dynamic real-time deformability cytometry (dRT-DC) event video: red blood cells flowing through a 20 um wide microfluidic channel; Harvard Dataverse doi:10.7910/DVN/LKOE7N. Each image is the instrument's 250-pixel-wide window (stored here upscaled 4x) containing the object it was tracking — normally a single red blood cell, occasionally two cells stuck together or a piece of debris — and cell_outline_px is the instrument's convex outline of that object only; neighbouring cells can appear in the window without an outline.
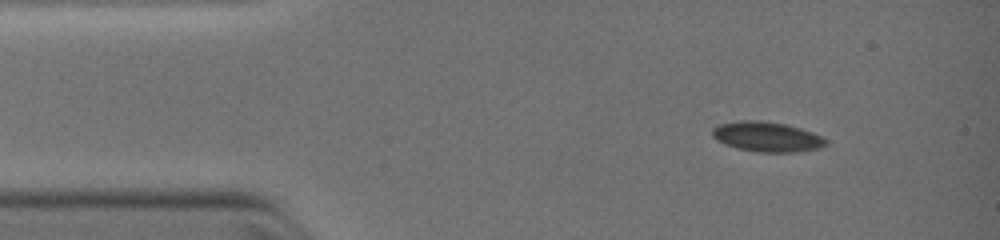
{"species": "common noctule bat (a hibernating species)", "species_latin": "Nyctalus noctula", "temperature_condition": "warm", "stored_images_in_passage": 9, "camera_frame_rate_fps": 3000, "um_per_image_px": 0.085, "animal": {"sex": "female", "body_mass_g": 19.0, "forearm_length_mm": 51.5}, "frame": {"image": 1, "passage_image": 1, "time_ms": 0.0, "image_size_px": [1000, 240], "cell_outline_px": [[828, 140], [824, 144], [816, 148], [792, 152], [756, 152], [736, 148], [712, 136], [712, 128], [720, 124], [740, 120], [756, 120], [784, 124], [800, 128], [812, 132]], "centroid_in_image_um": [65.16, 11.62], "position_along_channel_um": 19.8, "area_um2": 19.36}}
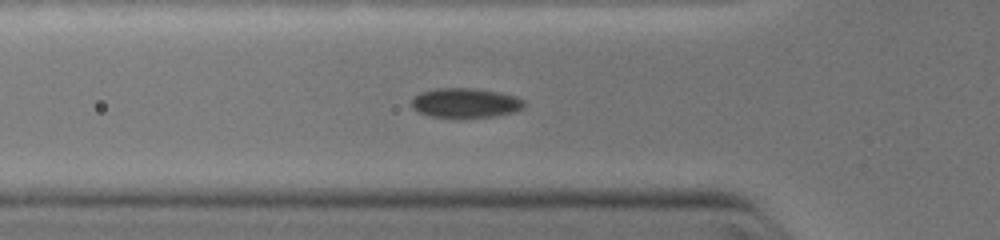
{"frame": {"image": 2, "passage_image": 7, "time_ms": 2.667, "image_size_px": [1000, 240], "cell_outline_px": [[524, 104], [520, 108], [512, 112], [496, 116], [428, 116], [412, 108], [412, 100], [420, 92], [436, 88], [472, 88], [496, 92], [512, 96], [524, 100]], "centroid_in_image_um": [39.51, 8.73], "position_along_channel_um": 86.3, "area_um2": 18.73}}
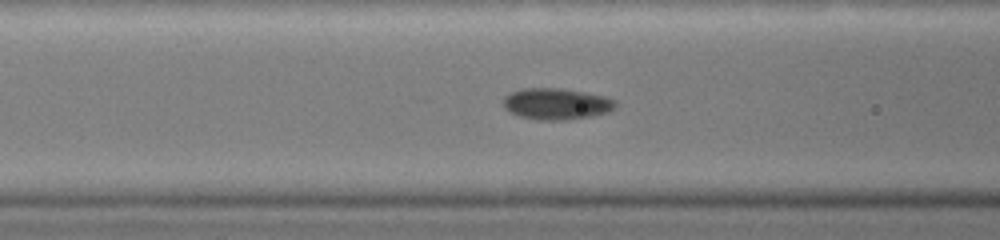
{"frame": {"image": 3, "passage_image": 9, "time_ms": 3.333, "image_size_px": [1000, 240], "cell_outline_px": [[616, 104], [608, 112], [592, 116], [564, 120], [540, 120], [520, 116], [504, 108], [504, 96], [512, 92], [524, 88], [560, 88], [604, 96], [612, 100]], "centroid_in_image_um": [47.26, 8.83], "position_along_channel_um": 119.3, "area_um2": 20.11}}